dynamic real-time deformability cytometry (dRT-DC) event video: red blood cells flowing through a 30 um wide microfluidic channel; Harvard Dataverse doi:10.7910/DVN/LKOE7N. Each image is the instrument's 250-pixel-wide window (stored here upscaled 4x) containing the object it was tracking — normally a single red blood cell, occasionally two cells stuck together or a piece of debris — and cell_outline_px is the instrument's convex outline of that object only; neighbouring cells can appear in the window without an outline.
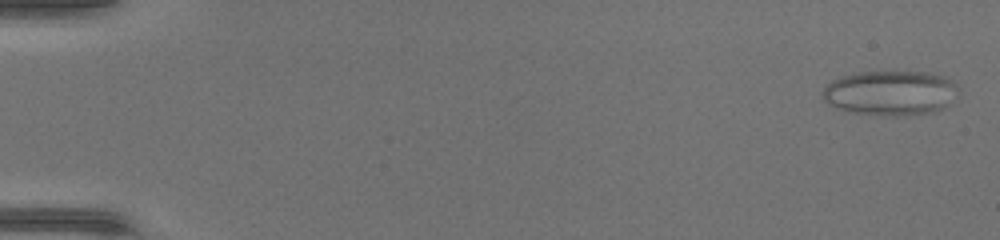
{"species": "common noctule bat (a hibernating species)", "species_latin": "Nyctalus noctula", "temperature_condition": "warm", "stored_images_in_passage": 46, "camera_frame_rate_fps": 3000, "um_per_image_px": 0.085, "animal": {"sex": "female", "body_mass_g": 17.0, "forearm_length_mm": 48.0}, "frame": {"image": 1, "passage_image": 1, "time_ms": 0.0, "image_size_px": [1000, 240], "cell_outline_px": [[960, 88], [952, 104], [944, 108], [928, 112], [900, 116], [884, 116], [856, 112], [836, 108], [828, 104], [820, 96], [820, 92], [832, 80], [840, 76], [860, 72], [928, 72], [948, 76]], "centroid_in_image_um": [75.72, 7.89], "position_along_channel_um": 9.3, "area_um2": 35.89}}
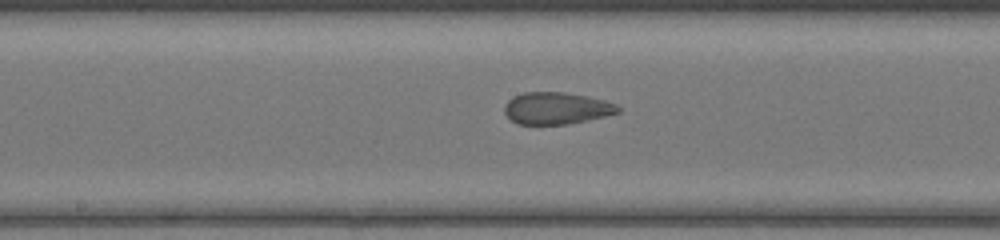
{"frame": {"image": 2, "passage_image": 25, "time_ms": 8.0, "image_size_px": [1000, 240], "cell_outline_px": [[620, 112], [604, 116], [568, 124], [516, 124], [504, 112], [504, 108], [508, 100], [512, 96], [524, 92], [564, 92], [588, 96], [604, 100], [616, 104], [620, 108]], "centroid_in_image_um": [47.29, 9.19], "position_along_channel_um": 200.9, "area_um2": 21.1}}
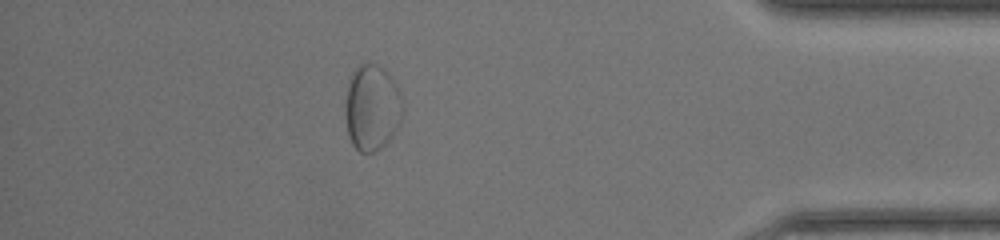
{"frame": {"image": 3, "passage_image": 41, "time_ms": 13.333, "image_size_px": [1000, 240], "cell_outline_px": [[404, 108], [400, 120], [392, 136], [380, 148], [372, 152], [360, 152], [352, 144], [348, 136], [344, 116], [344, 100], [348, 80], [352, 72], [360, 64], [376, 64], [384, 68], [388, 72], [396, 84], [400, 92]], "centroid_in_image_um": [31.59, 9.13], "position_along_channel_um": 403.6, "area_um2": 29.19}}